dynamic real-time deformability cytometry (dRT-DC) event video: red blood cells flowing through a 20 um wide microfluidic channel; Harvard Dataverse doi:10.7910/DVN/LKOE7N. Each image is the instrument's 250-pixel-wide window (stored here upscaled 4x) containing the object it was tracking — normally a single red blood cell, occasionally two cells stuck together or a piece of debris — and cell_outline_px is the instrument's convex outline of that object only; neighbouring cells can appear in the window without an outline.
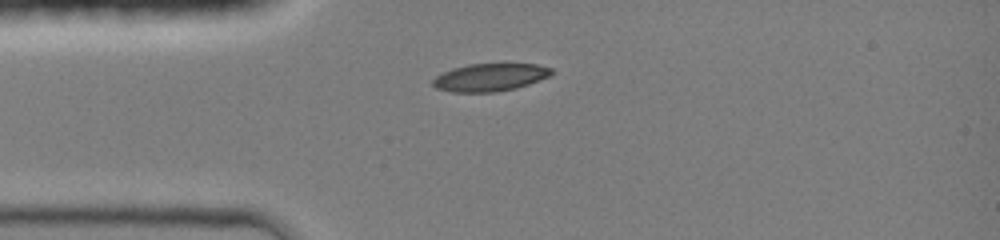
{"species": "common noctule bat (a hibernating species)", "species_latin": "Nyctalus noctula", "temperature_condition": "room temperature", "stored_images_in_passage": 32, "camera_frame_rate_fps": 3000, "um_per_image_px": 0.085, "animal": {"sex": "female", "body_mass_g": 19.0, "forearm_length_mm": 51.5}, "frame": {"image": 1, "passage_image": 1, "time_ms": 0.0, "image_size_px": [1000, 240], "cell_outline_px": [[552, 72], [548, 76], [528, 84], [516, 88], [496, 92], [452, 92], [436, 88], [432, 84], [432, 80], [436, 76], [452, 68], [468, 64], [536, 64], [552, 68]], "centroid_in_image_um": [41.61, 6.57], "position_along_channel_um": 43.4, "area_um2": 19.02}}
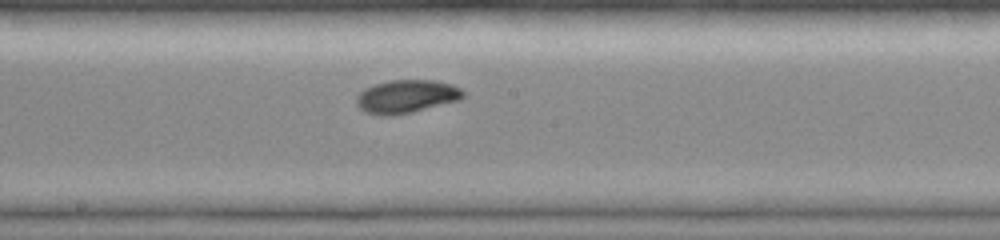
{"frame": {"image": 2, "passage_image": 14, "time_ms": 4.333, "image_size_px": [1000, 240], "cell_outline_px": [[464, 96], [460, 100], [412, 112], [392, 116], [380, 116], [364, 112], [356, 104], [356, 96], [364, 88], [376, 84], [392, 80], [436, 80], [452, 84], [460, 88], [464, 92]], "centroid_in_image_um": [34.54, 8.21], "position_along_channel_um": 213.7, "area_um2": 20.81}}
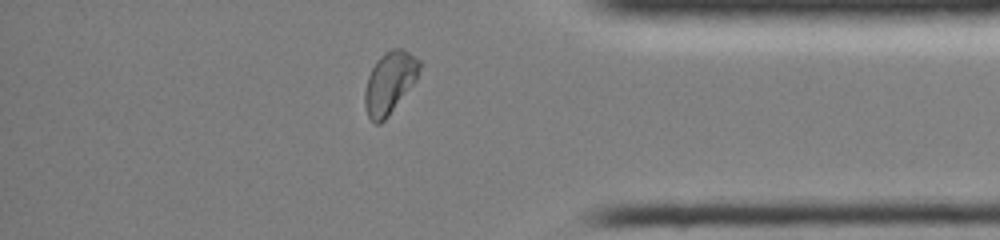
{"frame": {"image": 3, "passage_image": 28, "time_ms": 9.0, "image_size_px": [1000, 240], "cell_outline_px": [[420, 68], [416, 80], [388, 116], [380, 124], [376, 124], [368, 116], [364, 104], [364, 92], [368, 76], [376, 60], [384, 52], [392, 48], [400, 48], [408, 52], [420, 60]], "centroid_in_image_um": [33.1, 7.01], "position_along_channel_um": 402.1, "area_um2": 19.59}, "authors_computed_cell_mechanics": {"area_um2": 19.8254, "velocity_mm_per_s": 4.2254, "shape_relaxation_time_tau1_ms": 2.9229, "shape_relaxation_time_tau2_ms": 3.6775, "deformation_change_tau1": 0.1582, "deformation_change_tau2": 0.0457}}